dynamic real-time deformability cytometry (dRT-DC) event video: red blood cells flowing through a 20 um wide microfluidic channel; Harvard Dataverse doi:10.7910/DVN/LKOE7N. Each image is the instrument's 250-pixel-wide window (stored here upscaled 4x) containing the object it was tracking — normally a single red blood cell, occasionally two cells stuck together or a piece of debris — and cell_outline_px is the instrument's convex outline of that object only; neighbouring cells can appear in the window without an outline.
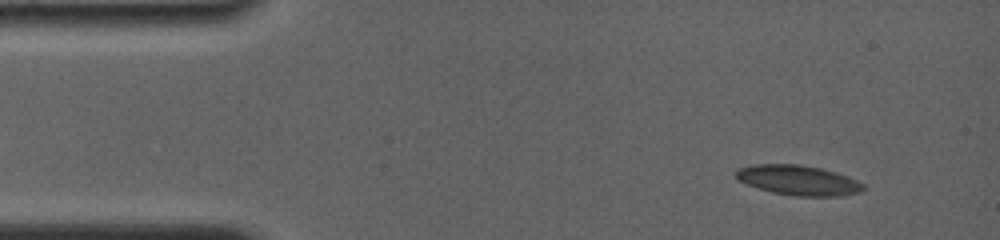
{"species": "common noctule bat (a hibernating species)", "species_latin": "Nyctalus noctula", "temperature_condition": "room temperature", "stored_images_in_passage": 50, "segment_of_instrument_passage": [1, 2], "camera_frame_rate_fps": 4000, "um_per_image_px": 0.085, "animal": {"sex": "female", "body_mass_g": 19.0, "forearm_length_mm": 56.7}, "frame": {"image": 1, "passage_image": 4, "time_ms": 1.0, "image_size_px": [1000, 240], "cell_outline_px": [[868, 188], [860, 192], [844, 196], [792, 196], [772, 192], [748, 184], [740, 180], [736, 176], [736, 168], [752, 164], [800, 164], [820, 168], [836, 172], [848, 176], [864, 184]], "centroid_in_image_um": [67.9, 15.32], "position_along_channel_um": 17.1, "area_um2": 22.37}}
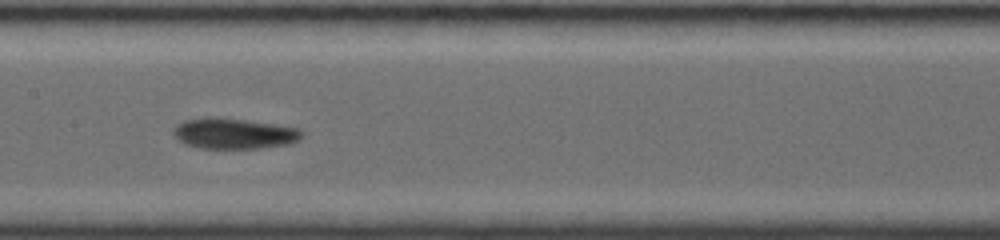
{"frame": {"image": 2, "passage_image": 24, "time_ms": 7.75, "image_size_px": [1000, 240], "cell_outline_px": [[304, 132], [292, 144], [260, 148], [200, 148], [184, 144], [176, 140], [172, 132], [172, 128], [176, 124], [184, 120], [208, 116], [212, 116], [244, 120], [272, 124], [296, 128]], "centroid_in_image_um": [19.79, 11.35], "position_along_channel_um": 187.6, "area_um2": 23.06}}
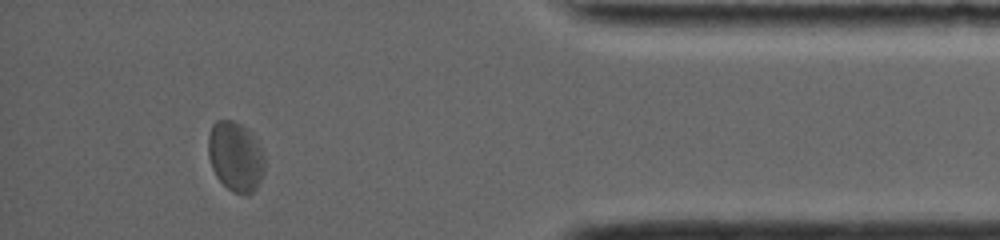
{"frame": {"image": 3, "passage_image": 44, "time_ms": 14.5, "image_size_px": [1000, 240], "cell_outline_px": [[264, 168], [260, 180], [256, 188], [248, 196], [244, 196], [232, 192], [216, 176], [212, 168], [208, 156], [208, 136], [212, 124], [216, 120], [232, 120], [248, 128], [264, 152]], "centroid_in_image_um": [20.01, 13.3], "position_along_channel_um": 415.2, "area_um2": 23.18}}